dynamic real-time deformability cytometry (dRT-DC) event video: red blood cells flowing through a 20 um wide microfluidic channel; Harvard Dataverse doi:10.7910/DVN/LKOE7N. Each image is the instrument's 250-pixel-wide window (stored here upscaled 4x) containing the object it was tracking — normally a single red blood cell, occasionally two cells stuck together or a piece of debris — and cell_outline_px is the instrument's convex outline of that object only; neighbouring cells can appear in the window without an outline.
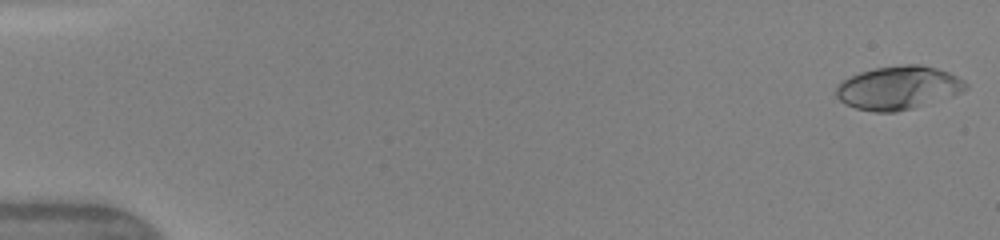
{"species": "human", "species_latin": "Homo sapiens", "temperature_condition": "warm", "stored_images_in_passage": 48, "camera_frame_rate_fps": 3000, "um_per_image_px": 0.085, "donor": {"sex": "female"}, "frame": {"image": 1, "passage_image": 1, "time_ms": 0.0, "image_size_px": [1000, 240], "cell_outline_px": [[968, 88], [964, 92], [952, 96], [912, 108], [896, 112], [872, 112], [856, 108], [844, 104], [836, 96], [836, 84], [840, 80], [860, 72], [876, 68], [900, 64], [920, 64], [936, 68], [948, 72], [964, 80], [968, 84]], "centroid_in_image_um": [76.34, 7.46], "position_along_channel_um": 8.7, "area_um2": 33.06}}
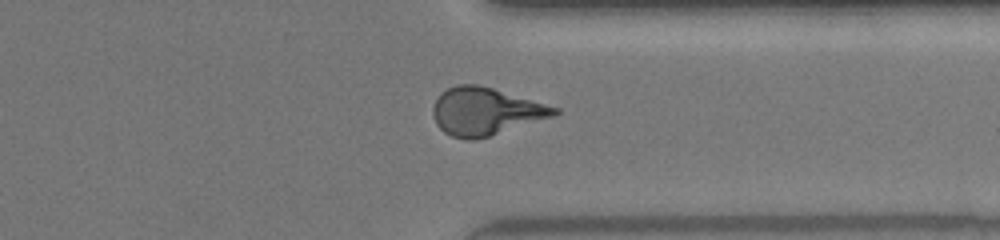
{"frame": {"image": 2, "passage_image": 38, "time_ms": 12.333, "image_size_px": [1000, 240], "cell_outline_px": [[560, 112], [556, 116], [476, 140], [464, 140], [452, 136], [444, 132], [436, 124], [432, 112], [432, 108], [440, 92], [456, 84], [476, 84], [492, 88], [560, 108]], "centroid_in_image_um": [41.26, 9.48], "position_along_channel_um": 370.1, "area_um2": 33.76}}
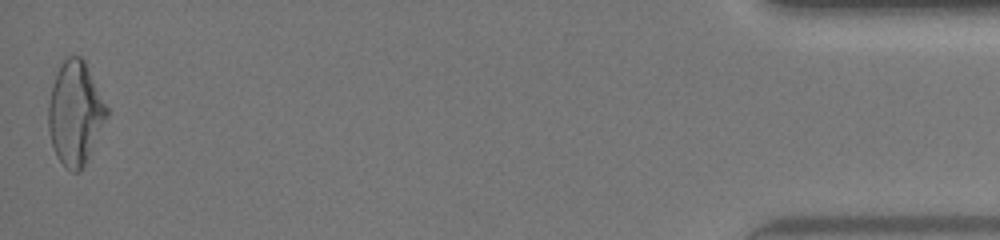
{"frame": {"image": 3, "passage_image": 48, "time_ms": 15.667, "image_size_px": [1000, 240], "cell_outline_px": [[108, 116], [80, 172], [72, 172], [64, 168], [56, 156], [52, 144], [48, 128], [48, 104], [52, 84], [60, 64], [68, 56], [80, 56], [84, 60], [108, 108]], "centroid_in_image_um": [6.37, 9.63], "position_along_channel_um": 428.8, "area_um2": 34.97}, "authors_computed_cell_mechanics": {"area_um2": 32.5992, "velocity_mm_per_s": 4.2073, "shape_relaxation_time_tau1_ms": 6.7809, "shape_relaxation_time_tau2_ms": 1.2382, "deformation_change_tau1": 0.2547, "deformation_change_tau2": 0.0831}}